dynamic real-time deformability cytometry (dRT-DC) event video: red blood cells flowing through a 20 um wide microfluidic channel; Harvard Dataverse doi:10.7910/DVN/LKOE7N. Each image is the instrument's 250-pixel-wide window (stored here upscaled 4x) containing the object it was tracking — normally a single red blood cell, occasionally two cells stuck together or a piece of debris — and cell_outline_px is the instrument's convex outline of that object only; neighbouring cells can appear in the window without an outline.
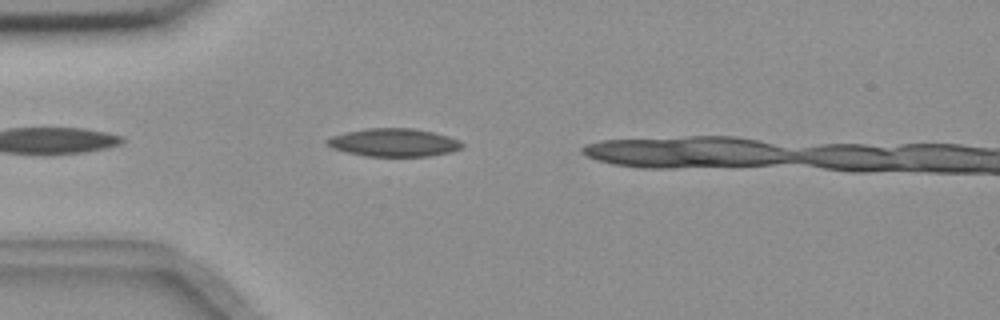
{"species": "common noctule bat (a hibernating species)", "species_latin": "Nyctalus noctula", "temperature_condition": "room temperature", "stored_images_in_passage": 3, "camera_frame_rate_fps": 3000, "um_per_image_px": 0.085, "animal": {"sex": "female", "body_mass_g": 18.4}, "frame": {"image": 1, "passage_image": 2, "time_ms": 0.333, "image_size_px": [1000, 320], "cell_outline_px": [[464, 148], [452, 152], [428, 156], [364, 156], [344, 152], [332, 148], [324, 144], [324, 140], [332, 136], [344, 132], [368, 128], [412, 128], [432, 132], [448, 136], [460, 140], [464, 144]], "centroid_in_image_um": [33.45, 12.12], "position_along_channel_um": 51.5, "area_um2": 22.37}}